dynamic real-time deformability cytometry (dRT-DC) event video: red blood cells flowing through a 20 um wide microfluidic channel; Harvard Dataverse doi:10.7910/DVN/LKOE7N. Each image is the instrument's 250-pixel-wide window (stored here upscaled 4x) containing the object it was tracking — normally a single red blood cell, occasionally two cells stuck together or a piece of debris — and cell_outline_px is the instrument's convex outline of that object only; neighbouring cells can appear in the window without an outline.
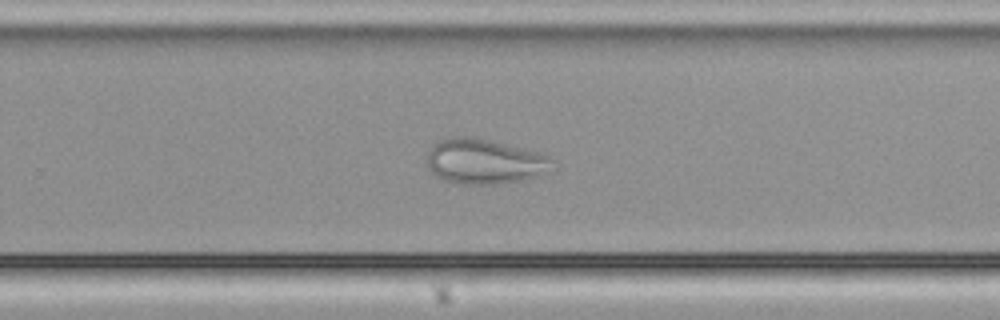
{"species": "common noctule bat (a hibernating species)", "species_latin": "Nyctalus noctula", "temperature_condition": "cold", "stored_images_in_passage": 46, "camera_frame_rate_fps": 3000, "um_per_image_px": 0.085, "animal": {"sex": "male", "body_mass_g": 21.5, "forearm_length_mm": 52.0}, "frame": {"image": 1, "passage_image": 27, "time_ms": 8.667, "image_size_px": [1000, 320], "cell_outline_px": [[552, 160], [536, 176], [520, 180], [496, 184], [460, 184], [444, 180], [436, 176], [428, 168], [428, 152], [432, 144], [440, 140], [452, 136], [472, 136], [536, 152], [548, 156]], "centroid_in_image_um": [41.03, 13.71], "position_along_channel_um": 288.8, "area_um2": 32.08}}
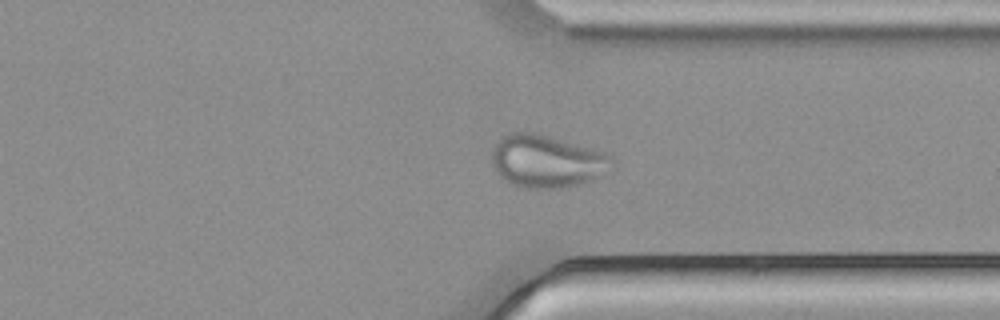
{"frame": {"image": 2, "passage_image": 33, "time_ms": 10.667, "image_size_px": [1000, 320], "cell_outline_px": [[616, 168], [612, 172], [576, 184], [556, 188], [528, 188], [512, 184], [504, 180], [496, 172], [492, 164], [492, 152], [496, 144], [508, 132], [536, 132], [608, 152], [616, 160]], "centroid_in_image_um": [46.56, 13.69], "position_along_channel_um": 364.8, "area_um2": 37.34}}